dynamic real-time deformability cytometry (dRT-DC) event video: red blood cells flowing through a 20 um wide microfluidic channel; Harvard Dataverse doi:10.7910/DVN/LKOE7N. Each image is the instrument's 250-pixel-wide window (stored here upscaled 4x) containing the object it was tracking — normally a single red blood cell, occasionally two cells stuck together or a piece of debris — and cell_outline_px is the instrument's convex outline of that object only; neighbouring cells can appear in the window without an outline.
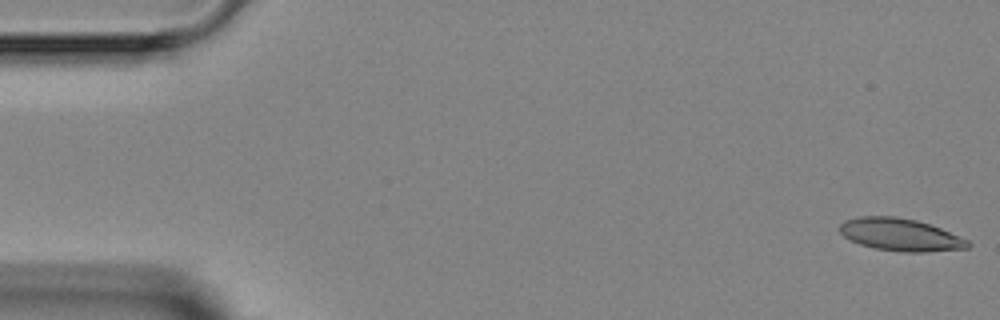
{"species": "Egyptian fruit bat (a non-hibernating species)", "species_latin": "Rousettus aegyptiacus", "temperature_condition": "room temperature", "stored_images_in_passage": 4, "camera_frame_rate_fps": 3000, "um_per_image_px": 0.085, "animal": {"sex": "female"}, "frame": {"image": 1, "passage_image": 1, "time_ms": 0.0, "image_size_px": [1000, 320], "cell_outline_px": [[972, 244], [968, 248], [924, 252], [900, 252], [876, 248], [860, 244], [844, 236], [840, 232], [840, 224], [844, 220], [860, 216], [896, 216], [916, 220], [940, 228], [968, 240]], "centroid_in_image_um": [76.53, 19.94], "position_along_channel_um": 8.5, "area_um2": 24.1}}
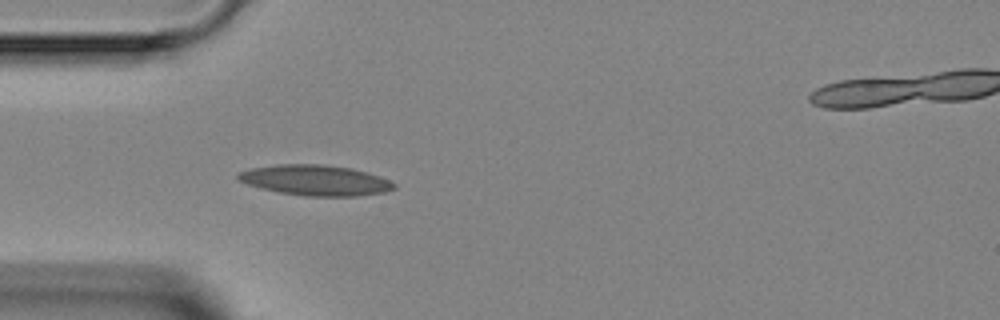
{"frame": {"image": 2, "passage_image": 3, "time_ms": 4.333, "image_size_px": [1000, 320], "cell_outline_px": [[396, 188], [384, 192], [356, 196], [304, 196], [280, 192], [260, 188], [236, 180], [236, 176], [240, 172], [252, 168], [276, 164], [324, 164], [352, 168], [380, 176], [396, 184]], "centroid_in_image_um": [26.8, 15.32], "position_along_channel_um": 58.2, "area_um2": 27.74}}